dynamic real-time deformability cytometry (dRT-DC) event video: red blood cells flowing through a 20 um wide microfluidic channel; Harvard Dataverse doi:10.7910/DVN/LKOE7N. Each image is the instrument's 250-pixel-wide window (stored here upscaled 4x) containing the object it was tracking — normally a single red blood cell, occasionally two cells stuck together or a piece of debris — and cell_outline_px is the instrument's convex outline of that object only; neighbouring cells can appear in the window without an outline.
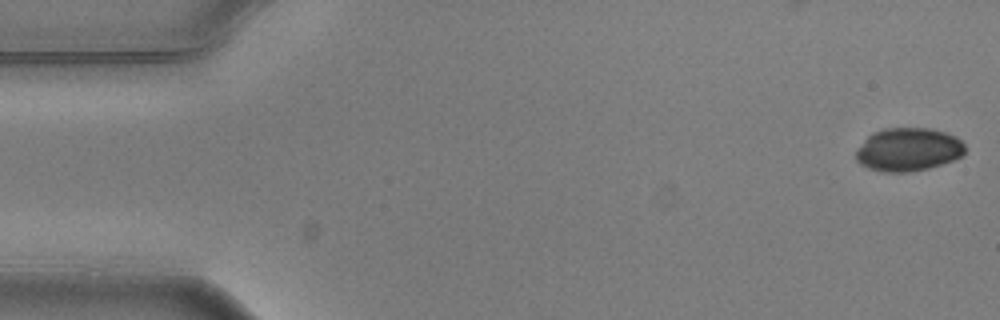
{"species": "common noctule bat (a hibernating species)", "species_latin": "Nyctalus noctula", "temperature_condition": "warm", "stored_images_in_passage": 4, "camera_frame_rate_fps": 3000, "um_per_image_px": 0.085, "animal": {"sex": "male", "body_mass_g": 20.5, "forearm_length_mm": 52.5}, "frame": {"image": 1, "passage_image": 1, "time_ms": 0.0, "image_size_px": [1000, 320], "cell_outline_px": [[964, 156], [928, 168], [908, 172], [884, 172], [868, 168], [860, 164], [856, 160], [856, 152], [864, 140], [872, 132], [884, 128], [932, 128], [956, 136], [964, 144]], "centroid_in_image_um": [77.2, 12.7], "position_along_channel_um": 7.8, "area_um2": 27.51}}
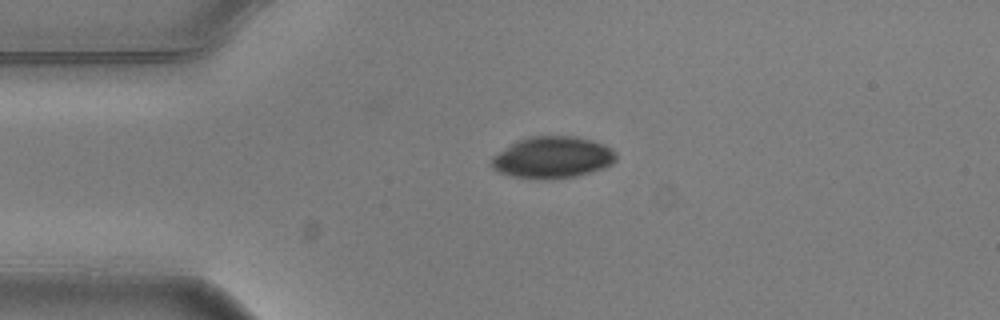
{"frame": {"image": 2, "passage_image": 4, "time_ms": 1.0, "image_size_px": [1000, 320], "cell_outline_px": [[616, 160], [612, 164], [576, 176], [512, 176], [500, 172], [492, 168], [492, 156], [516, 140], [528, 136], [576, 136], [592, 140], [604, 144], [612, 148], [616, 152]], "centroid_in_image_um": [46.98, 13.31], "position_along_channel_um": 38.0, "area_um2": 29.36}}